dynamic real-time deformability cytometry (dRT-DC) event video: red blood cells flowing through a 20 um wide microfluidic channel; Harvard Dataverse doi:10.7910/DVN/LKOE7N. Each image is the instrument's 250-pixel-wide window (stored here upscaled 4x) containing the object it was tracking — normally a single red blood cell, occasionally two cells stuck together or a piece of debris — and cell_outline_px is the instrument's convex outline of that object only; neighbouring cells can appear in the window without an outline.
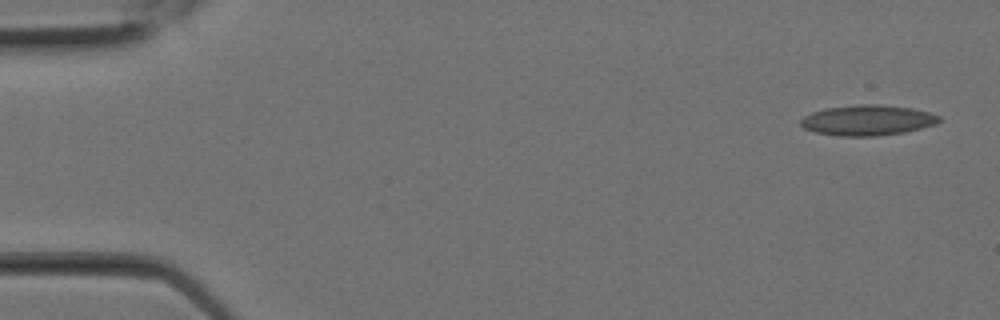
{"species": "Egyptian fruit bat (a non-hibernating species)", "species_latin": "Rousettus aegyptiacus", "temperature_condition": "room temperature", "stored_images_in_passage": 3, "camera_frame_rate_fps": 3000, "um_per_image_px": 0.085, "animal": {"sex": "female"}, "frame": {"image": 1, "passage_image": 3, "time_ms": 0.667, "image_size_px": [1000, 320], "cell_outline_px": [[944, 120], [936, 124], [904, 132], [876, 136], [840, 136], [816, 132], [804, 128], [800, 124], [800, 120], [804, 116], [812, 112], [824, 108], [860, 104], [880, 104], [912, 108], [928, 112], [940, 116]], "centroid_in_image_um": [73.75, 10.21], "position_along_channel_um": 11.2, "area_um2": 24.62}}